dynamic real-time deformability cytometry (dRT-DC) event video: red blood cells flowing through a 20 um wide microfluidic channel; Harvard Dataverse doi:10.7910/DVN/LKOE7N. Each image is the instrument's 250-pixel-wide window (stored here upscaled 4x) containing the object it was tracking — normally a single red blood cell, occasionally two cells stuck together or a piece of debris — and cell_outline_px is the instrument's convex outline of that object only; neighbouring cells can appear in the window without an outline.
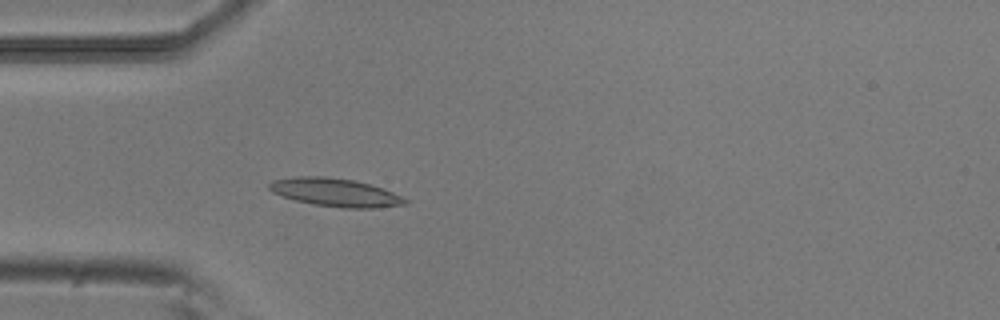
{"species": "common noctule bat (a hibernating species)", "species_latin": "Nyctalus noctula", "temperature_condition": "room temperature", "stored_images_in_passage": 51, "camera_frame_rate_fps": 3000, "um_per_image_px": 0.085, "animal": {"sex": "male", "body_mass_g": 20.5, "forearm_length_mm": 52.5}, "frame": {"image": 1, "passage_image": 13, "time_ms": 4.0, "image_size_px": [1000, 320], "cell_outline_px": [[408, 204], [380, 208], [340, 208], [312, 204], [296, 200], [272, 192], [268, 188], [268, 184], [272, 180], [296, 176], [324, 176], [352, 180], [384, 188], [408, 200]], "centroid_in_image_um": [28.51, 16.36], "position_along_channel_um": 56.5, "area_um2": 22.37}}
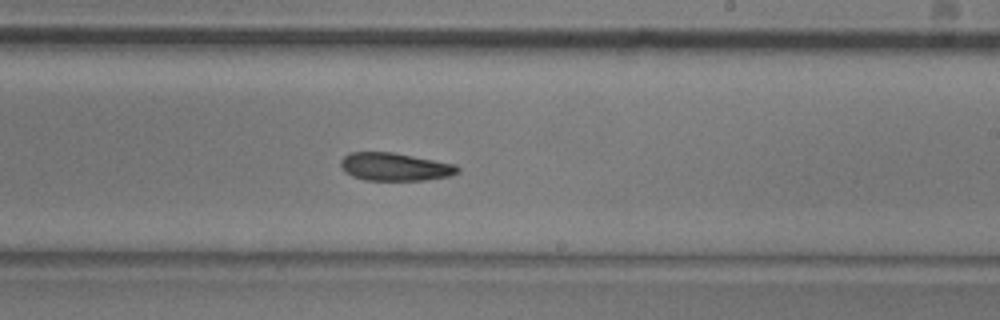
{"frame": {"image": 2, "passage_image": 29, "time_ms": 9.333, "image_size_px": [1000, 320], "cell_outline_px": [[460, 172], [448, 176], [424, 180], [364, 180], [352, 176], [344, 172], [340, 164], [340, 160], [348, 152], [392, 152], [456, 164], [460, 168]], "centroid_in_image_um": [33.54, 14.17], "position_along_channel_um": 255.5, "area_um2": 19.13}}
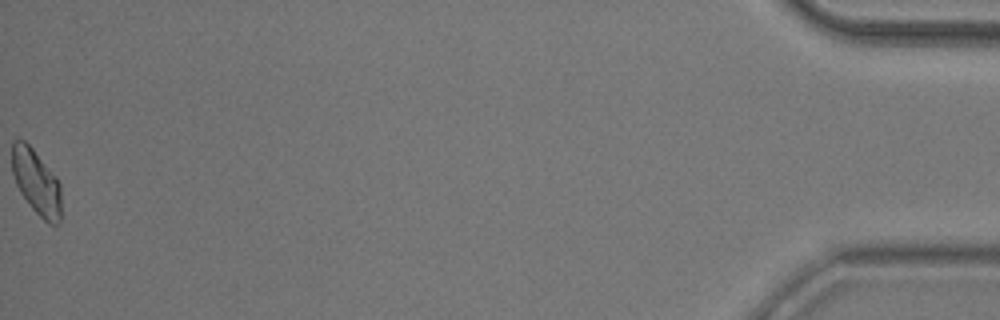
{"frame": {"image": 3, "passage_image": 51, "time_ms": 16.667, "image_size_px": [1000, 320], "cell_outline_px": [[60, 220], [56, 224], [48, 224], [32, 208], [20, 192], [16, 184], [12, 172], [12, 140], [24, 140], [32, 148], [56, 176], [60, 184]], "centroid_in_image_um": [3.08, 15.47], "position_along_channel_um": 432.1, "area_um2": 18.5}, "authors_computed_cell_mechanics": {"area_um2": 19.5942, "velocity_mm_per_s": 3.7997, "shape_relaxation_time_tau1_ms": 5.1692, "shape_relaxation_time_tau2_ms": null, "deformation_change_tau1": 0.1338, "deformation_change_tau2": null}}